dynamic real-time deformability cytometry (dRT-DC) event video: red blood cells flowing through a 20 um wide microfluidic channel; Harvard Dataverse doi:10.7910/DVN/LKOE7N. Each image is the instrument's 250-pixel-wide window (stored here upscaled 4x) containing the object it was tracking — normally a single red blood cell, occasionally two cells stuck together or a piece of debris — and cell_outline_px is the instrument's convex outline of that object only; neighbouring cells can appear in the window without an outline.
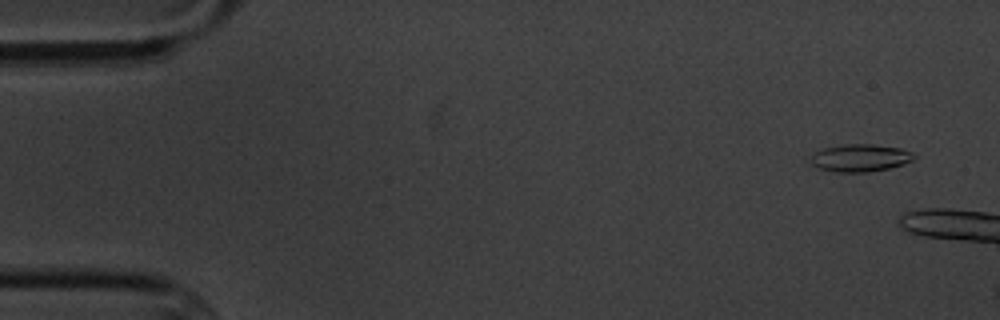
{"species": "common noctule bat (a hibernating species)", "species_latin": "Nyctalus noctula", "temperature_condition": "cold", "stored_images_in_passage": 3, "camera_frame_rate_fps": 3000, "um_per_image_px": 0.085, "animal": {"sex": "male", "body_mass_g": 20.1, "forearm_length_mm": 53.5}, "frame": {"image": 1, "passage_image": 2, "time_ms": 1.0, "image_size_px": [1000, 320], "cell_outline_px": [[916, 156], [912, 160], [904, 164], [888, 168], [868, 172], [836, 172], [820, 168], [812, 164], [808, 160], [816, 152], [824, 148], [844, 144], [872, 144], [900, 148], [912, 152]], "centroid_in_image_um": [73.12, 13.42], "position_along_channel_um": 11.9, "area_um2": 16.47}}